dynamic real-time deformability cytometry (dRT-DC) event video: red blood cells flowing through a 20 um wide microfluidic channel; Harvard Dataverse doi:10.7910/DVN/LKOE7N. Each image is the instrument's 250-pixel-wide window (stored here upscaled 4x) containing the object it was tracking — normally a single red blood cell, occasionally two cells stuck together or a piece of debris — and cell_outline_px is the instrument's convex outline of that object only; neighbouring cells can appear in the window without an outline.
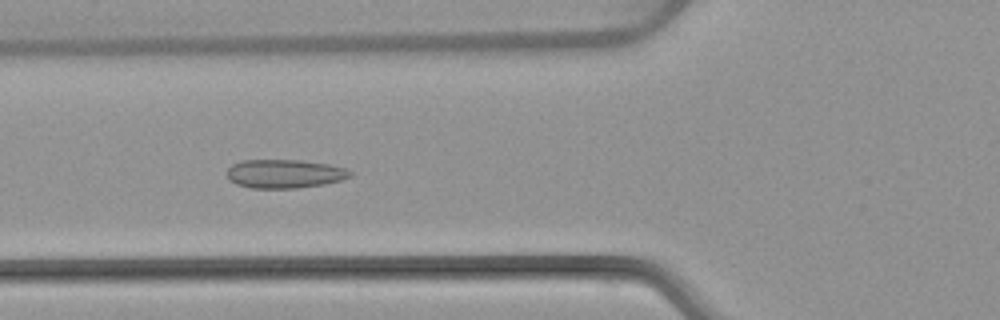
{"species": "common noctule bat (a hibernating species)", "species_latin": "Nyctalus noctula", "temperature_condition": "warm", "stored_images_in_passage": 4, "camera_frame_rate_fps": 3000, "um_per_image_px": 0.085, "animal": {"sex": "female", "body_mass_g": 22.7, "forearm_length_mm": 54.2}, "frame": {"image": 1, "passage_image": 3, "time_ms": 3.333, "image_size_px": [1000, 320], "cell_outline_px": [[352, 176], [340, 180], [324, 184], [296, 188], [252, 188], [236, 184], [228, 180], [224, 172], [232, 164], [244, 160], [300, 160], [328, 164], [348, 168], [352, 172]], "centroid_in_image_um": [24.16, 14.77], "position_along_channel_um": 101.6, "area_um2": 20.81}}
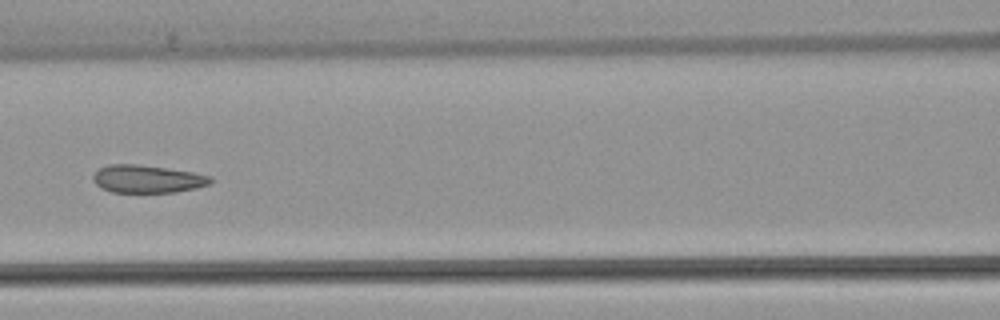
{"frame": {"image": 2, "passage_image": 4, "time_ms": 4.667, "image_size_px": [1000, 320], "cell_outline_px": [[212, 180], [208, 184], [196, 188], [176, 192], [112, 192], [100, 188], [92, 180], [92, 176], [100, 168], [108, 164], [136, 164], [192, 172], [212, 176]], "centroid_in_image_um": [12.49, 15.21], "position_along_channel_um": 154.1, "area_um2": 18.9}}